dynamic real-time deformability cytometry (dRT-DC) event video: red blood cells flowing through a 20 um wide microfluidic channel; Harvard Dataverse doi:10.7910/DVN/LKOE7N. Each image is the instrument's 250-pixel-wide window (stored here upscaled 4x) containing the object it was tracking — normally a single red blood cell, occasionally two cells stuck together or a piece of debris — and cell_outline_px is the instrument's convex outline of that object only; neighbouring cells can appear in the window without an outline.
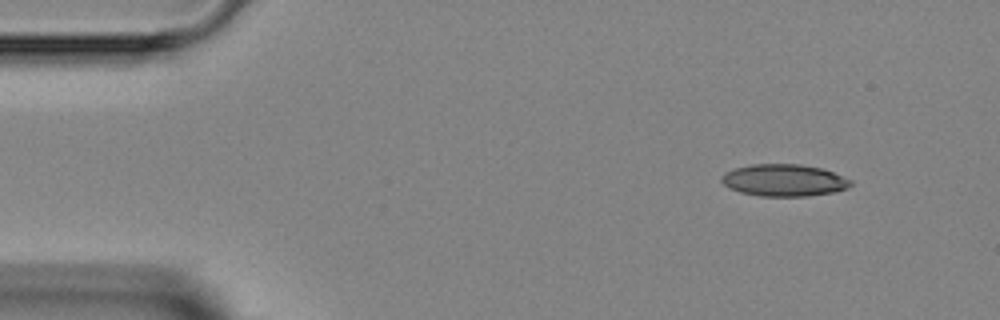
{"species": "Egyptian fruit bat (a non-hibernating species)", "species_latin": "Rousettus aegyptiacus", "temperature_condition": "room temperature", "stored_images_in_passage": 4, "segment_of_instrument_passage": [1, 2], "camera_frame_rate_fps": 3000, "um_per_image_px": 0.085, "animal": {"sex": "female"}, "frame": {"image": 1, "passage_image": 1, "time_ms": 0.0, "image_size_px": [1000, 320], "cell_outline_px": [[852, 184], [848, 188], [832, 192], [808, 196], [760, 196], [740, 192], [728, 188], [720, 180], [720, 176], [724, 172], [736, 168], [752, 164], [800, 164], [820, 168], [832, 172], [852, 180]], "centroid_in_image_um": [66.61, 15.32], "position_along_channel_um": 18.4, "area_um2": 24.1}}